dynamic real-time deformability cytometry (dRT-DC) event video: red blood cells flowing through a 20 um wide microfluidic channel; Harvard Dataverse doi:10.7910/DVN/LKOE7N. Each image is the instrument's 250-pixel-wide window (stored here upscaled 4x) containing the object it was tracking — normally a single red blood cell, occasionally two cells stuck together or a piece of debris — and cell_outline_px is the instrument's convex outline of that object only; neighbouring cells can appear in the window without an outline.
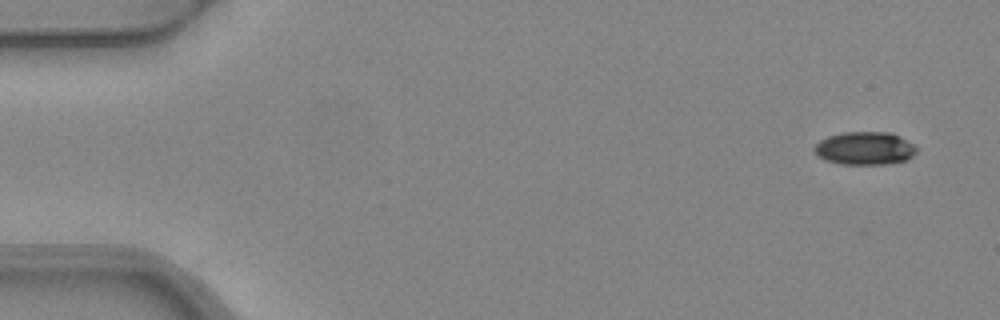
{"species": "common noctule bat (a hibernating species)", "species_latin": "Nyctalus noctula", "temperature_condition": "warm", "stored_images_in_passage": 4, "camera_frame_rate_fps": 3000, "um_per_image_px": 0.085, "animal": {"sex": "female", "body_mass_g": 24.6, "forearm_length_mm": 56.2}, "frame": {"image": 1, "passage_image": 1, "time_ms": 0.0, "image_size_px": [1000, 320], "cell_outline_px": [[916, 152], [908, 160], [888, 164], [840, 164], [824, 160], [816, 156], [812, 148], [820, 140], [828, 136], [844, 132], [892, 132], [912, 144], [916, 148]], "centroid_in_image_um": [73.47, 12.61], "position_along_channel_um": 11.5, "area_um2": 19.83}}
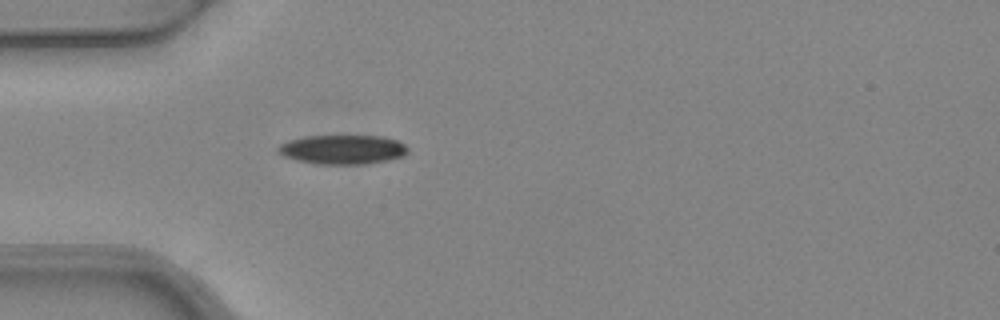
{"frame": {"image": 2, "passage_image": 4, "time_ms": 1.0, "image_size_px": [1000, 320], "cell_outline_px": [[408, 152], [404, 156], [388, 160], [364, 164], [316, 164], [296, 160], [284, 156], [276, 152], [276, 148], [280, 144], [288, 140], [304, 136], [384, 136], [400, 140], [408, 148]], "centroid_in_image_um": [29.12, 12.7], "position_along_channel_um": 55.9, "area_um2": 22.43}}